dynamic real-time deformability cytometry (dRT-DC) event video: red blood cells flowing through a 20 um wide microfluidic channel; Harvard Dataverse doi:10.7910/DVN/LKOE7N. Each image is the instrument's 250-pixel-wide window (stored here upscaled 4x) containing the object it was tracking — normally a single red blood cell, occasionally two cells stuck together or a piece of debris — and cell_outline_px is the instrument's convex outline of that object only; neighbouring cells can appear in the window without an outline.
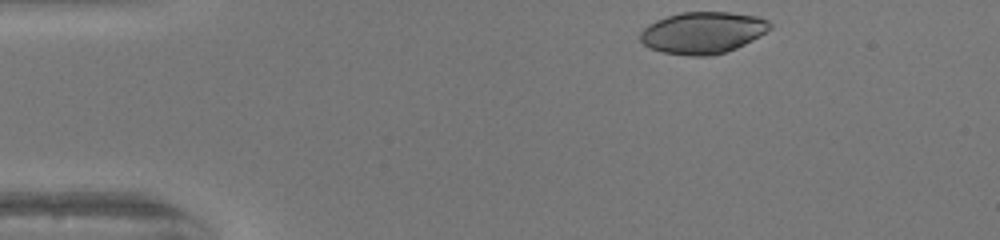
{"species": "human", "species_latin": "Homo sapiens", "temperature_condition": "warm", "stored_images_in_passage": 35, "camera_frame_rate_fps": 3000, "um_per_image_px": 0.085, "donor": {"sex": "female"}, "frame": {"image": 1, "passage_image": 1, "time_ms": 0.0, "image_size_px": [1000, 240], "cell_outline_px": [[772, 28], [760, 36], [736, 48], [724, 52], [708, 56], [688, 56], [664, 52], [648, 48], [640, 40], [640, 32], [648, 24], [656, 20], [680, 12], [728, 12], [756, 16], [768, 20], [772, 24]], "centroid_in_image_um": [59.73, 2.78], "position_along_channel_um": 25.3, "area_um2": 31.56}}
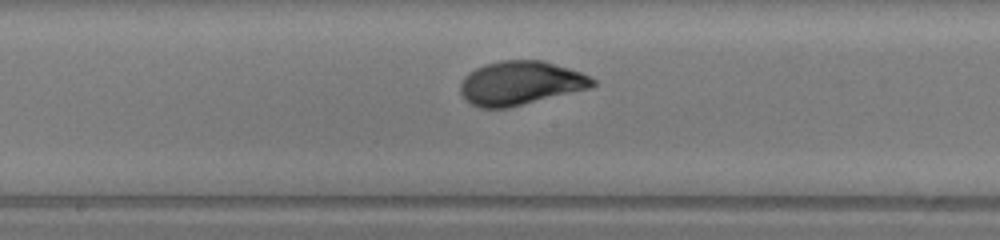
{"frame": {"image": 2, "passage_image": 20, "time_ms": 6.333, "image_size_px": [1000, 240], "cell_outline_px": [[596, 84], [592, 88], [508, 108], [480, 108], [464, 100], [460, 92], [460, 84], [464, 76], [476, 68], [484, 64], [500, 60], [540, 60], [568, 68], [580, 72], [596, 80]], "centroid_in_image_um": [44.22, 7.07], "position_along_channel_um": 204.0, "area_um2": 33.93}}
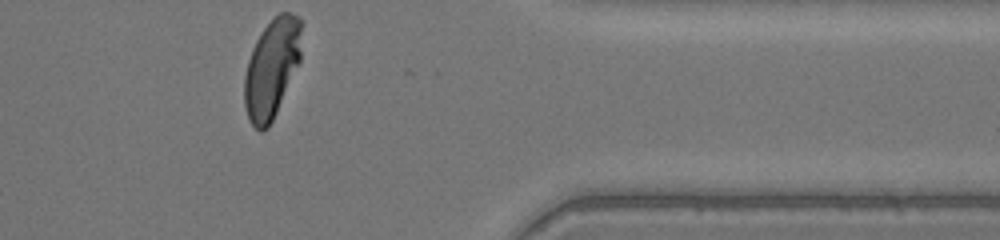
{"frame": {"image": 3, "passage_image": 35, "time_ms": 11.333, "image_size_px": [1000, 240], "cell_outline_px": [[304, 24], [300, 60], [276, 112], [268, 128], [264, 132], [260, 132], [248, 120], [244, 108], [244, 76], [248, 60], [252, 48], [260, 32], [280, 12], [288, 12], [304, 20]], "centroid_in_image_um": [23.11, 5.78], "position_along_channel_um": 388.3, "area_um2": 33.29}, "authors_computed_cell_mechanics": {"area_um2": 33.1772, "velocity_mm_per_s": 4.0645, "shape_relaxation_time_tau1_ms": 2.5775, "shape_relaxation_time_tau2_ms": null, "deformation_change_tau1": 0.1868, "deformation_change_tau2": null}}